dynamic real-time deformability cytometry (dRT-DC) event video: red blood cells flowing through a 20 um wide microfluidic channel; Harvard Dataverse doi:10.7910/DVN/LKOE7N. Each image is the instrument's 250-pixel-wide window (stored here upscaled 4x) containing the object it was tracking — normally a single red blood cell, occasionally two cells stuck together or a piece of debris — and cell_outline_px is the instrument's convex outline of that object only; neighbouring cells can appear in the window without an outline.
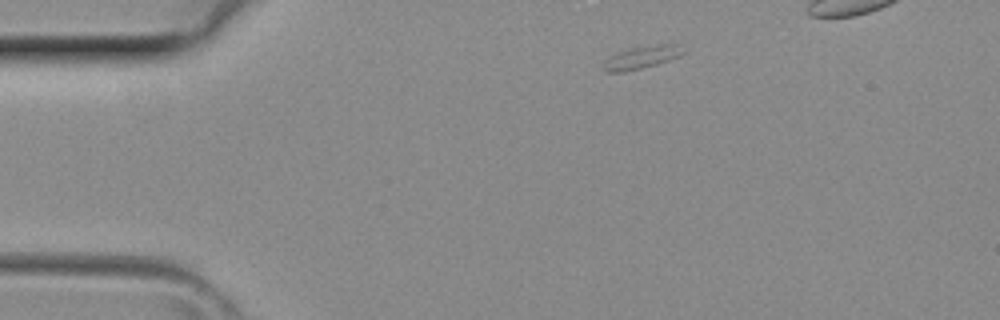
{"species": "common noctule bat (a hibernating species)", "species_latin": "Nyctalus noctula", "temperature_condition": "room temperature", "stored_images_in_passage": 3, "camera_frame_rate_fps": 3000, "um_per_image_px": 0.085, "animal": {"sex": "female", "body_mass_g": 29.2, "forearm_length_mm": 56.3}, "frame": {"image": 1, "passage_image": 1, "time_ms": 0.0, "image_size_px": [1000, 320], "cell_outline_px": [[684, 52], [680, 56], [656, 64], [624, 72], [604, 72], [604, 60], [608, 56], [616, 52], [628, 48], [656, 44], [680, 44]], "centroid_in_image_um": [54.5, 4.86], "position_along_channel_um": 30.5, "area_um2": 10.64}}